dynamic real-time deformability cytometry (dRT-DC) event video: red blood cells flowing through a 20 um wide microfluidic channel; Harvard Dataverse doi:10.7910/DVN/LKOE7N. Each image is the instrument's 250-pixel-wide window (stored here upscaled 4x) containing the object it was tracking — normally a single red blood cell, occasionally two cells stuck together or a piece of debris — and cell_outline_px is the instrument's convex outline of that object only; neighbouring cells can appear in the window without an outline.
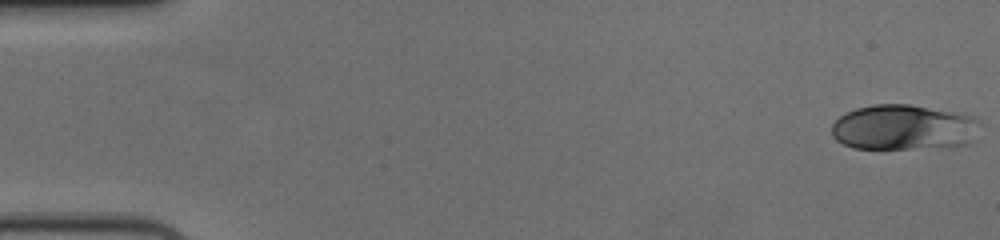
{"species": "human", "species_latin": "Homo sapiens", "temperature_condition": "cold", "stored_images_in_passage": 56, "camera_frame_rate_fps": 3000, "um_per_image_px": 0.085, "donor": {"sex": "female"}, "frame": {"image": 1, "passage_image": 1, "time_ms": 0.0, "image_size_px": [1000, 240], "cell_outline_px": [[980, 120], [976, 140], [968, 144], [952, 148], [852, 148], [836, 140], [832, 136], [832, 124], [840, 116], [856, 108], [876, 104], [908, 104], [964, 112]], "centroid_in_image_um": [76.91, 10.83], "position_along_channel_um": 8.1, "area_um2": 40.06}}
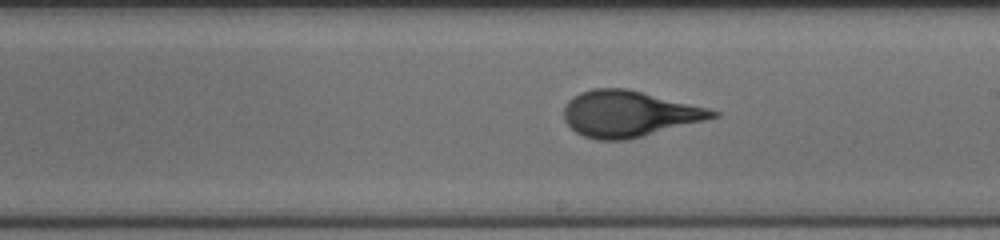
{"frame": {"image": 2, "passage_image": 32, "time_ms": 10.333, "image_size_px": [1000, 240], "cell_outline_px": [[720, 116], [624, 140], [596, 140], [584, 136], [576, 132], [564, 120], [564, 104], [572, 96], [580, 92], [592, 88], [628, 88], [708, 108], [720, 112]], "centroid_in_image_um": [53.4, 9.65], "position_along_channel_um": 235.6, "area_um2": 39.65}}
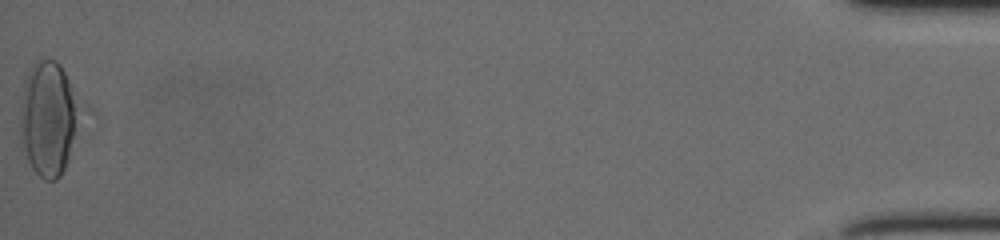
{"frame": {"image": 3, "passage_image": 56, "time_ms": 18.333, "image_size_px": [1000, 240], "cell_outline_px": [[80, 108], [68, 160], [60, 176], [56, 180], [44, 180], [32, 168], [20, 144], [20, 112], [24, 80], [28, 72], [36, 60], [40, 56], [56, 60], [60, 64], [68, 80]], "centroid_in_image_um": [4.06, 10.04], "position_along_channel_um": 431.1, "area_um2": 39.42}, "authors_computed_cell_mechanics": {"area_um2": 39.2173, "velocity_mm_per_s": 3.6951, "shape_relaxation_time_tau1_ms": 3.6561, "shape_relaxation_time_tau2_ms": 0.6993, "deformation_change_tau1": 0.1768, "deformation_change_tau2": 0.0627}}